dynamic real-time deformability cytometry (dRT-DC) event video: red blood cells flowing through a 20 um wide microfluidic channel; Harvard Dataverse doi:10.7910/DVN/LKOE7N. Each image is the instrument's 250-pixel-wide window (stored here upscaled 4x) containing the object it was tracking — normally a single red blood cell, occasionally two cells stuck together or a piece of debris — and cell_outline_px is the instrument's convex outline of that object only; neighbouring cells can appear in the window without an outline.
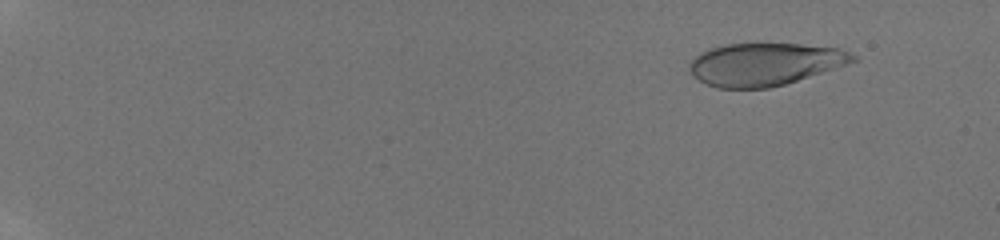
{"species": "human", "species_latin": "Homo sapiens", "temperature_condition": "room temperature", "stored_images_in_passage": 41, "camera_frame_rate_fps": 3000, "um_per_image_px": 0.085, "donor": {"sex": "male"}, "frame": {"image": 1, "passage_image": 1, "time_ms": 0.0, "image_size_px": [1000, 240], "cell_outline_px": [[860, 60], [784, 84], [768, 88], [716, 88], [692, 76], [688, 68], [688, 64], [700, 52], [724, 44], [800, 44], [836, 48], [848, 52], [856, 56]], "centroid_in_image_um": [64.97, 5.46], "position_along_channel_um": 20.0, "area_um2": 40.23}}
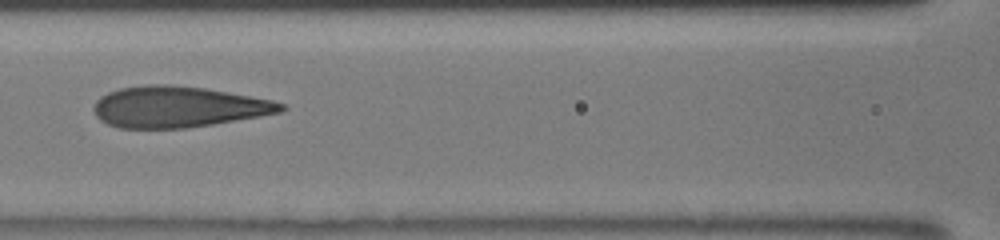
{"frame": {"image": 2, "passage_image": 21, "time_ms": 7.333, "image_size_px": [1000, 240], "cell_outline_px": [[288, 108], [280, 112], [260, 116], [188, 128], [120, 128], [108, 124], [100, 120], [96, 116], [92, 108], [96, 100], [100, 96], [108, 92], [120, 88], [144, 84], [172, 84], [204, 88], [228, 92], [272, 100], [284, 104]], "centroid_in_image_um": [15.1, 9.08], "position_along_channel_um": 151.5, "area_um2": 44.91}}
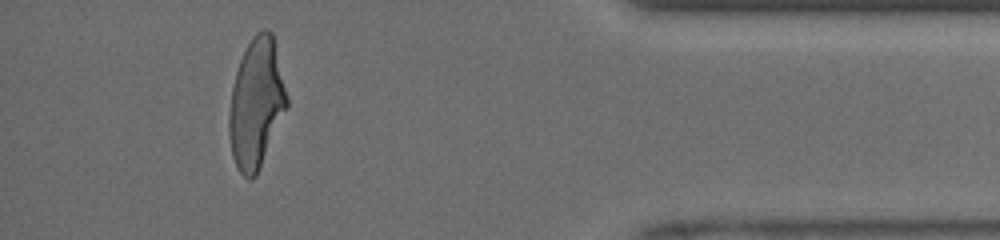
{"frame": {"image": 3, "passage_image": 38, "time_ms": 14.333, "image_size_px": [1000, 240], "cell_outline_px": [[288, 108], [260, 168], [256, 176], [252, 180], [248, 180], [240, 172], [232, 156], [228, 136], [228, 116], [232, 88], [236, 72], [240, 60], [252, 36], [256, 32], [264, 28], [268, 28], [272, 32], [288, 96]], "centroid_in_image_um": [21.79, 8.81], "position_along_channel_um": 413.4, "area_um2": 43.99}, "authors_computed_cell_mechanics": {"area_um2": 43.9858, "velocity_mm_per_s": 4.2135, "shape_relaxation_time_tau1_ms": 4.6388, "shape_relaxation_time_tau2_ms": 0.7301, "deformation_change_tau1": 0.2244, "deformation_change_tau2": 0.0845}}